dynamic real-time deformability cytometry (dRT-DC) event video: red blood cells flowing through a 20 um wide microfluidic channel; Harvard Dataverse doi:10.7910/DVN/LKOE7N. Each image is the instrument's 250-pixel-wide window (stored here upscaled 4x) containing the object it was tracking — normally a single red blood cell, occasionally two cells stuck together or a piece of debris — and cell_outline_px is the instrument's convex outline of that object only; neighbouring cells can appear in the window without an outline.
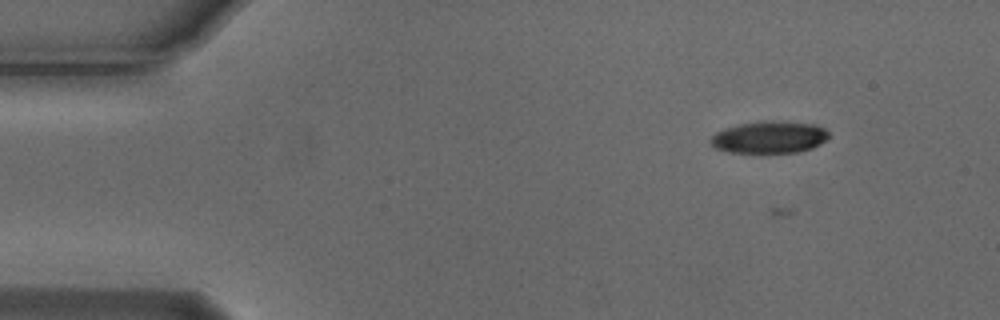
{"species": "Egyptian fruit bat (a non-hibernating species)", "species_latin": "Rousettus aegyptiacus", "temperature_condition": "cold", "stored_images_in_passage": 10, "camera_frame_rate_fps": 3000, "um_per_image_px": 0.085, "animal": {"sex": "male"}, "frame": {"image": 1, "passage_image": 2, "time_ms": 0.333, "image_size_px": [1000, 320], "cell_outline_px": [[828, 136], [820, 144], [812, 148], [796, 152], [764, 156], [728, 152], [716, 148], [708, 140], [716, 132], [724, 128], [740, 124], [764, 120], [772, 120], [816, 124], [824, 128], [828, 132]], "centroid_in_image_um": [65.36, 11.7], "position_along_channel_um": 19.6, "area_um2": 23.0}}
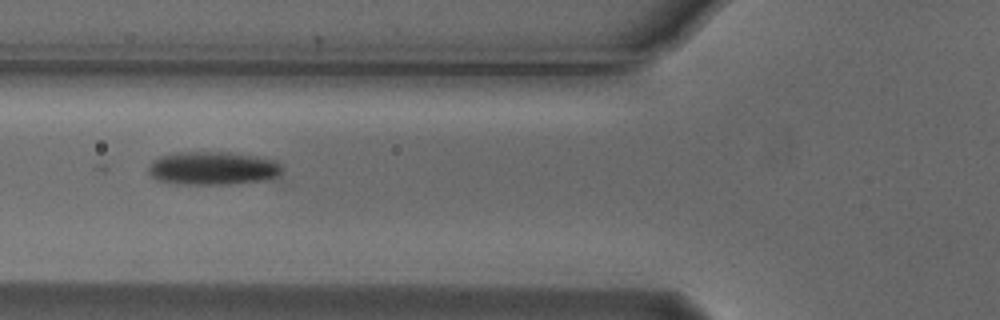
{"frame": {"image": 2, "passage_image": 6, "time_ms": 1.667, "image_size_px": [1000, 320], "cell_outline_px": [[280, 176], [268, 180], [228, 184], [176, 184], [156, 180], [148, 172], [148, 168], [152, 160], [160, 156], [176, 152], [228, 152], [256, 156], [276, 160], [280, 164]], "centroid_in_image_um": [18.08, 14.3], "position_along_channel_um": 107.7, "area_um2": 26.18}}
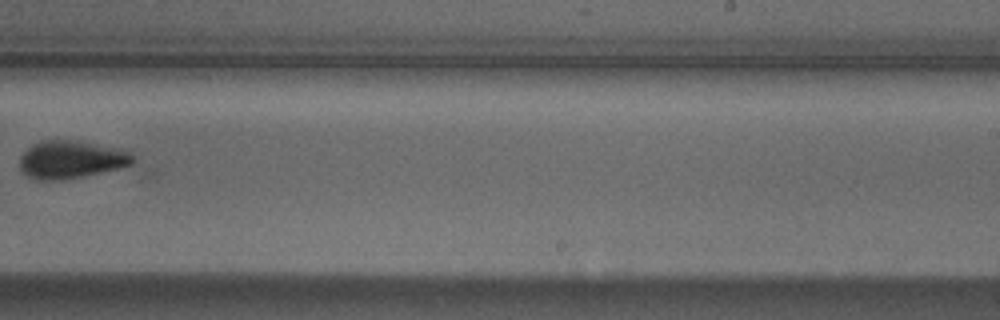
{"frame": {"image": 3, "passage_image": 10, "time_ms": 3.0, "image_size_px": [1000, 320], "cell_outline_px": [[136, 160], [132, 164], [120, 168], [84, 176], [64, 180], [40, 180], [28, 176], [20, 172], [20, 156], [32, 144], [40, 140], [68, 140], [120, 148], [128, 152]], "centroid_in_image_um": [6.02, 13.57], "position_along_channel_um": 283.0, "area_um2": 24.91}}